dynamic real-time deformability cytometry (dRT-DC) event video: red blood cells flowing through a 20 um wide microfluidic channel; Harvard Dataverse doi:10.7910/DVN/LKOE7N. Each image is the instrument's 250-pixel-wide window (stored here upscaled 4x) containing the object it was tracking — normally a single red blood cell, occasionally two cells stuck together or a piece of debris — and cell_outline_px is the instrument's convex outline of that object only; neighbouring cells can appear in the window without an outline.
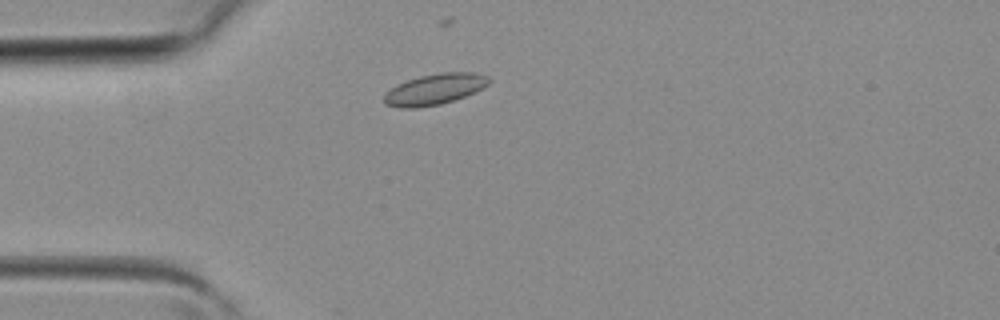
{"species": "common noctule bat (a hibernating species)", "species_latin": "Nyctalus noctula", "temperature_condition": "room temperature", "stored_images_in_passage": 2, "camera_frame_rate_fps": 3000, "um_per_image_px": 0.085, "animal": {"sex": "female", "body_mass_g": 19.3, "forearm_length_mm": 54.1}, "frame": {"image": 1, "passage_image": 2, "time_ms": 0.333, "image_size_px": [1000, 320], "cell_outline_px": [[492, 80], [488, 84], [464, 96], [440, 104], [416, 108], [400, 108], [384, 104], [384, 92], [396, 84], [420, 76], [440, 72], [476, 72], [488, 76]], "centroid_in_image_um": [36.9, 7.58], "position_along_channel_um": 48.1, "area_um2": 18.84}}